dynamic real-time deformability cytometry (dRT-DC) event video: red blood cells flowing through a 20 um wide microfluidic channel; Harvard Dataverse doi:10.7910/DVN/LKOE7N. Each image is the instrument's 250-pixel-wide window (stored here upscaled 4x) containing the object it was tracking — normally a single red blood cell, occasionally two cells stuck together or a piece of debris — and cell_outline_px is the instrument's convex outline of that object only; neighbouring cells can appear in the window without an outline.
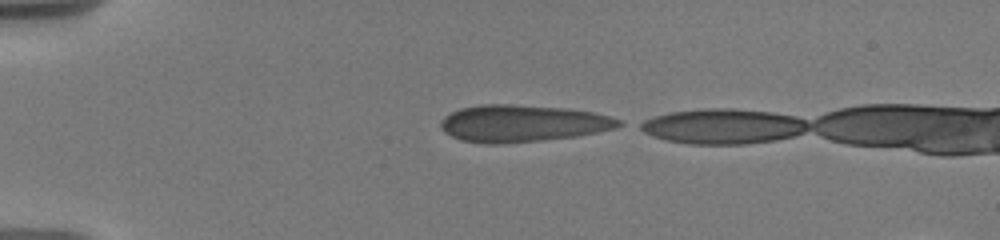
{"species": "human", "species_latin": "Homo sapiens", "temperature_condition": "warm", "stored_images_in_passage": 7, "camera_frame_rate_fps": 3000, "um_per_image_px": 0.085, "donor": {"sex": "male"}, "frame": {"image": 1, "passage_image": 1, "time_ms": 0.0, "image_size_px": [1000, 240], "cell_outline_px": [[624, 124], [616, 128], [576, 136], [540, 140], [496, 144], [488, 144], [460, 140], [444, 132], [440, 128], [440, 120], [444, 116], [460, 108], [480, 104], [508, 104], [568, 108], [592, 112], [624, 120]], "centroid_in_image_um": [44.39, 10.48], "position_along_channel_um": 40.6, "area_um2": 38.44}}